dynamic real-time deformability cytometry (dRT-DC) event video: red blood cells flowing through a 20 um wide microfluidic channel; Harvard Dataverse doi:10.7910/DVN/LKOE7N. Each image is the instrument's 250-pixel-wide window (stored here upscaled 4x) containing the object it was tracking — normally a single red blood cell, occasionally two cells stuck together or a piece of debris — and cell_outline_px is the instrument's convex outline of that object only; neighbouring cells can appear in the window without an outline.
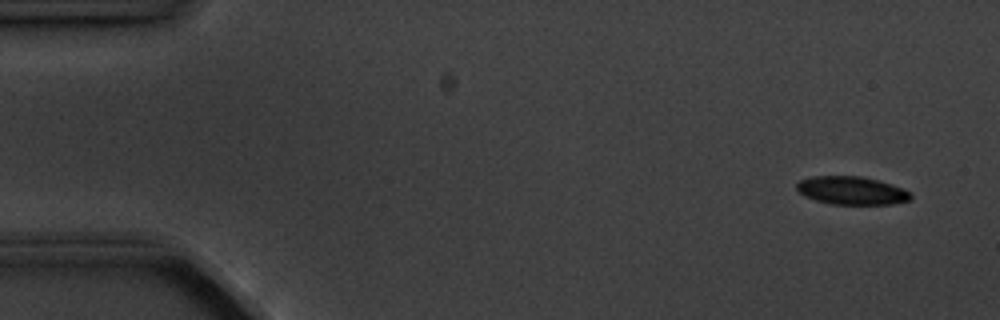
{"species": "common noctule bat (a hibernating species)", "species_latin": "Nyctalus noctula", "temperature_condition": "cold", "stored_images_in_passage": 7, "camera_frame_rate_fps": 3000, "um_per_image_px": 0.085, "animal": {"sex": "male", "body_mass_g": 20.1, "forearm_length_mm": 53.5}, "frame": {"image": 1, "passage_image": 1, "time_ms": 0.0, "image_size_px": [1000, 320], "cell_outline_px": [[912, 196], [908, 200], [892, 204], [832, 204], [816, 200], [804, 196], [796, 188], [796, 184], [800, 180], [812, 176], [860, 176], [892, 184], [904, 188]], "centroid_in_image_um": [72.37, 16.19], "position_along_channel_um": 12.6, "area_um2": 18.55}}
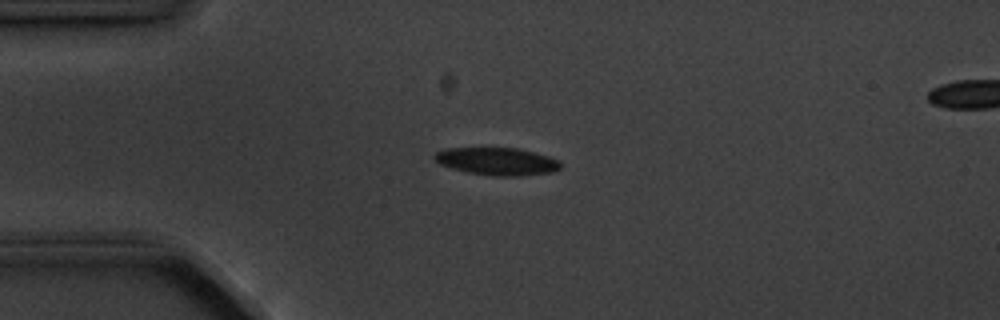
{"frame": {"image": 2, "passage_image": 4, "time_ms": 3.333, "image_size_px": [1000, 320], "cell_outline_px": [[560, 168], [552, 172], [520, 176], [496, 176], [468, 172], [452, 168], [440, 164], [432, 156], [436, 152], [448, 148], [520, 148], [548, 156], [560, 160]], "centroid_in_image_um": [42.27, 13.71], "position_along_channel_um": 42.7, "area_um2": 20.17}}